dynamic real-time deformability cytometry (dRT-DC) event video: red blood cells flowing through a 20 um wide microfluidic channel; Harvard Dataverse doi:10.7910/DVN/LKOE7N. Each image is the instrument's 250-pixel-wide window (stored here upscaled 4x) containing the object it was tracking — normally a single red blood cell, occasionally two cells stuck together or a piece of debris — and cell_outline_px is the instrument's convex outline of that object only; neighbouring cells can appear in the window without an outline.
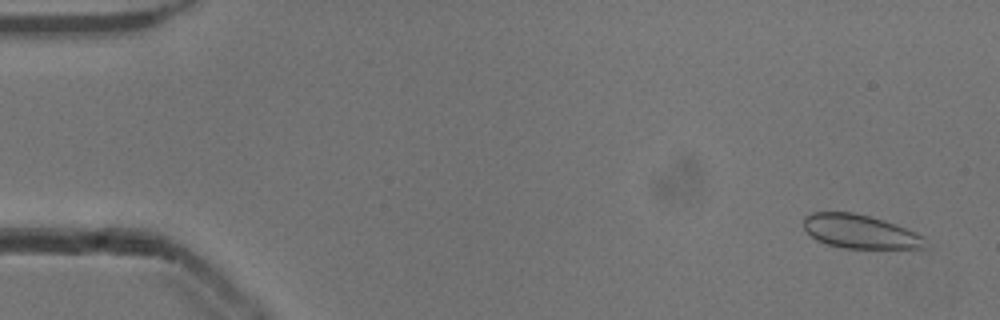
{"species": "common noctule bat (a hibernating species)", "species_latin": "Nyctalus noctula", "temperature_condition": "cold", "stored_images_in_passage": 53, "camera_frame_rate_fps": 3000, "um_per_image_px": 0.085, "animal": {"sex": "male", "body_mass_g": 13.3}, "frame": {"image": 1, "passage_image": 3, "time_ms": 0.667, "image_size_px": [1000, 320], "cell_outline_px": [[928, 248], [844, 248], [828, 244], [816, 240], [804, 228], [804, 216], [812, 212], [852, 212], [872, 216], [908, 228], [924, 236]], "centroid_in_image_um": [73.14, 19.67], "position_along_channel_um": 11.9, "area_um2": 24.1}}
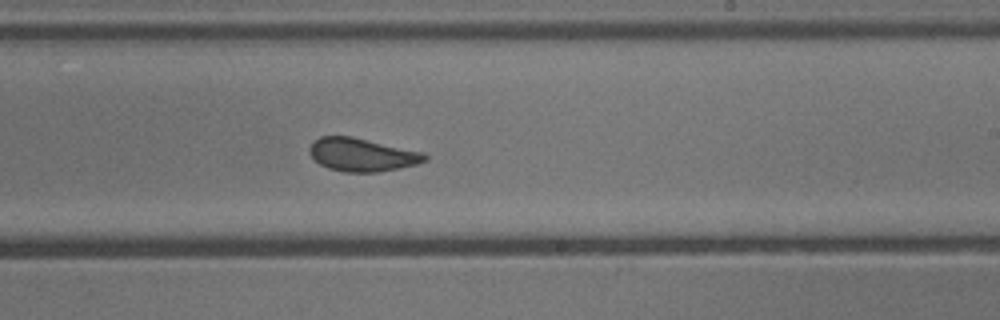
{"frame": {"image": 2, "passage_image": 32, "time_ms": 10.333, "image_size_px": [1000, 320], "cell_outline_px": [[428, 160], [416, 164], [400, 168], [376, 172], [344, 172], [328, 168], [320, 164], [308, 152], [308, 148], [320, 136], [352, 136], [424, 152], [428, 156]], "centroid_in_image_um": [30.79, 13.15], "position_along_channel_um": 258.2, "area_um2": 22.31}}
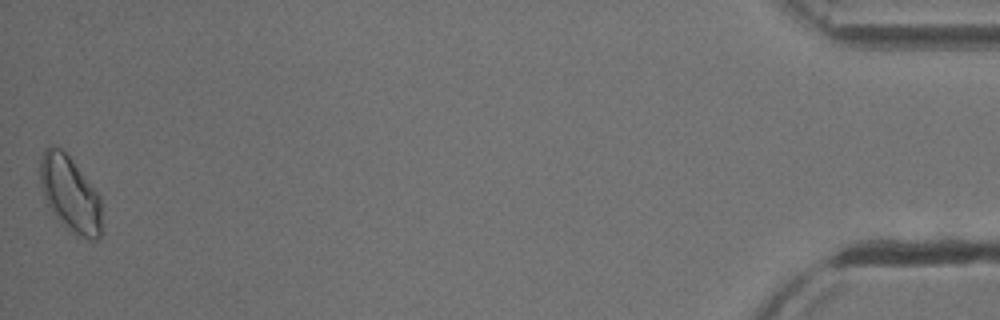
{"frame": {"image": 3, "passage_image": 53, "time_ms": 17.333, "image_size_px": [1000, 320], "cell_outline_px": [[100, 240], [88, 240], [64, 228], [52, 212], [44, 196], [40, 180], [40, 156], [44, 148], [48, 144], [52, 144], [60, 148], [72, 160], [100, 196]], "centroid_in_image_um": [5.93, 16.48], "position_along_channel_um": 429.3, "area_um2": 27.11}, "authors_computed_cell_mechanics": {"area_um2": 22.831, "velocity_mm_per_s": 3.8642, "shape_relaxation_time_tau1_ms": 8.2113, "shape_relaxation_time_tau2_ms": null, "deformation_change_tau1": 0.0845, "deformation_change_tau2": null}}